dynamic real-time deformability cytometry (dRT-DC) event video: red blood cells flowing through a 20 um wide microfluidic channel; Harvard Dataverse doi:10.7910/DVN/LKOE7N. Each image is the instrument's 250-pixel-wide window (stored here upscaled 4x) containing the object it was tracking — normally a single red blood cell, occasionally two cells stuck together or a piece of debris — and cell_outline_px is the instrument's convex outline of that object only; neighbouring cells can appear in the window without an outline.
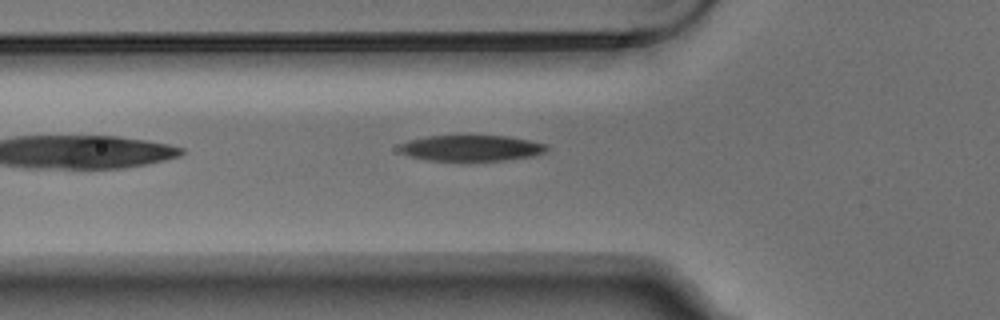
{"species": "Egyptian fruit bat (a non-hibernating species)", "species_latin": "Rousettus aegyptiacus", "temperature_condition": "warm", "stored_images_in_passage": 5, "camera_frame_rate_fps": 3000, "um_per_image_px": 0.085, "animal": {"sex": "male"}, "frame": {"image": 1, "passage_image": 5, "time_ms": 1.333, "image_size_px": [1000, 320], "cell_outline_px": [[548, 152], [536, 156], [508, 160], [428, 160], [412, 156], [400, 152], [400, 144], [408, 140], [428, 136], [508, 136], [548, 144]], "centroid_in_image_um": [40.15, 12.58], "position_along_channel_um": 85.7, "area_um2": 22.2}}